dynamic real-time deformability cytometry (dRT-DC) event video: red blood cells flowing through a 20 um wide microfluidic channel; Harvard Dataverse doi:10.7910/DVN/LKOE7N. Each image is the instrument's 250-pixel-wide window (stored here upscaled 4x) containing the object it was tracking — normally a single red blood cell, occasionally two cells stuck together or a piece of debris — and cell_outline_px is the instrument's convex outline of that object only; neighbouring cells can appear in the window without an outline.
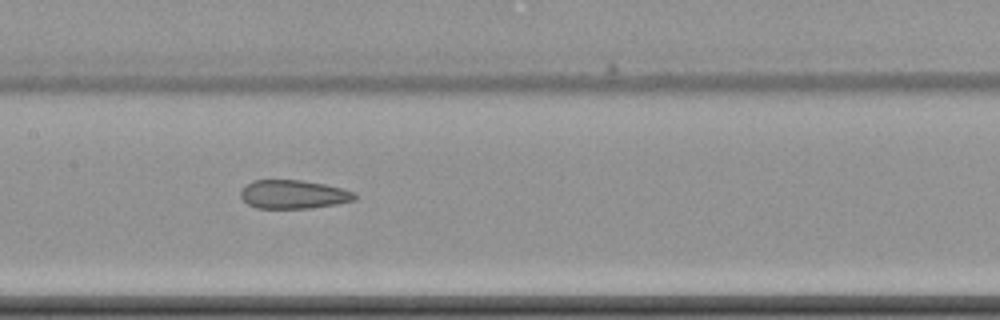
{"species": "common noctule bat (a hibernating species)", "species_latin": "Nyctalus noctula", "temperature_condition": "cold", "stored_images_in_passage": 10, "camera_frame_rate_fps": 3000, "um_per_image_px": 0.085, "animal": {"sex": "female", "body_mass_g": 22.7, "forearm_length_mm": 54.2}, "frame": {"image": 1, "passage_image": 9, "time_ms": 9.333, "image_size_px": [1000, 320], "cell_outline_px": [[360, 196], [356, 200], [336, 204], [312, 208], [256, 208], [248, 204], [240, 196], [240, 192], [252, 180], [304, 180], [324, 184], [356, 192]], "centroid_in_image_um": [24.99, 16.52], "position_along_channel_um": 182.4, "area_um2": 19.13}}
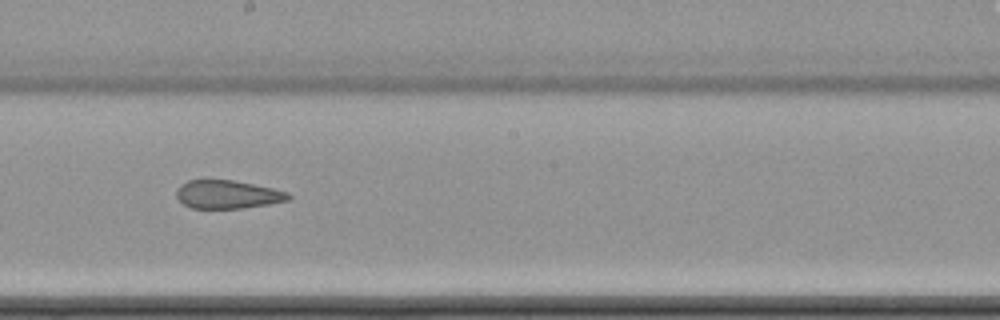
{"frame": {"image": 2, "passage_image": 10, "time_ms": 10.667, "image_size_px": [1000, 320], "cell_outline_px": [[292, 196], [288, 200], [268, 204], [244, 208], [192, 208], [184, 204], [176, 196], [176, 188], [180, 184], [188, 180], [232, 180], [272, 188], [288, 192]], "centroid_in_image_um": [19.32, 16.52], "position_along_channel_um": 228.9, "area_um2": 18.38}}